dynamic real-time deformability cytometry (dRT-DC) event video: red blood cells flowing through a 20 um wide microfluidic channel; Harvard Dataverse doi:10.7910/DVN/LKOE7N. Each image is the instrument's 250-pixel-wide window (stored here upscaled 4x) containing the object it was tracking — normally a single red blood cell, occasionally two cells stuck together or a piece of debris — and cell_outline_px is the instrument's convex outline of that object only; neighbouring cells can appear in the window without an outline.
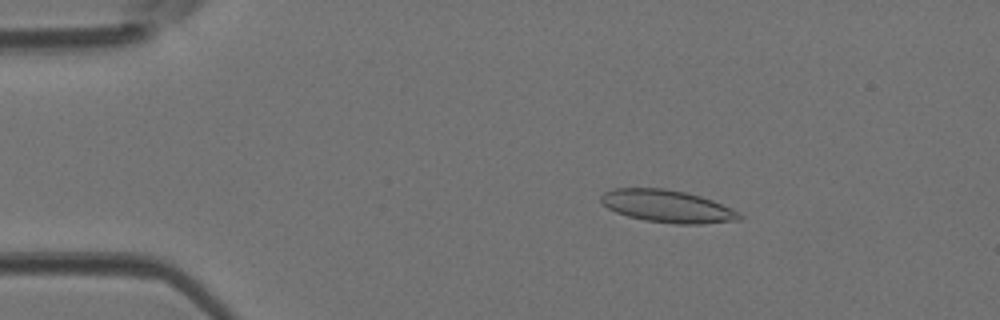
{"species": "Egyptian fruit bat (a non-hibernating species)", "species_latin": "Rousettus aegyptiacus", "temperature_condition": "room temperature", "stored_images_in_passage": 46, "camera_frame_rate_fps": 3000, "um_per_image_px": 0.085, "animal": {"sex": "female"}, "frame": {"image": 1, "passage_image": 8, "time_ms": 2.333, "image_size_px": [1000, 320], "cell_outline_px": [[744, 216], [740, 220], [700, 224], [676, 224], [644, 220], [628, 216], [616, 212], [608, 208], [600, 200], [600, 196], [604, 192], [612, 188], [664, 188], [688, 192], [712, 200], [740, 212]], "centroid_in_image_um": [56.74, 17.53], "position_along_channel_um": 28.3, "area_um2": 26.3}}
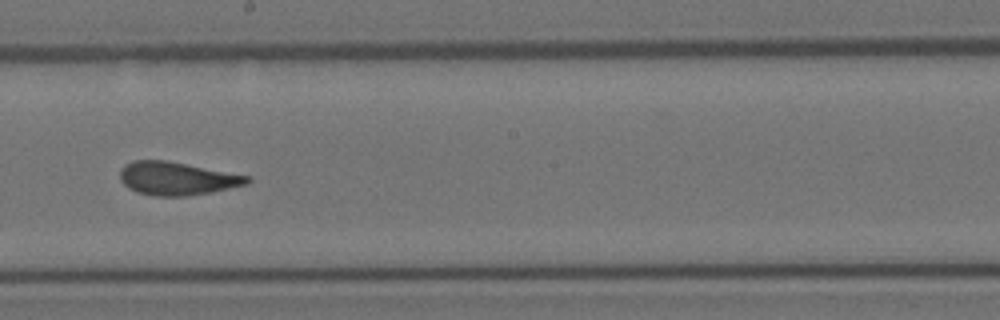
{"frame": {"image": 2, "passage_image": 26, "time_ms": 8.333, "image_size_px": [1000, 320], "cell_outline_px": [[252, 180], [248, 184], [212, 192], [184, 196], [156, 196], [136, 192], [128, 188], [120, 180], [120, 168], [124, 164], [132, 160], [168, 160], [252, 176]], "centroid_in_image_um": [15.05, 15.16], "position_along_channel_um": 233.1, "area_um2": 24.97}}
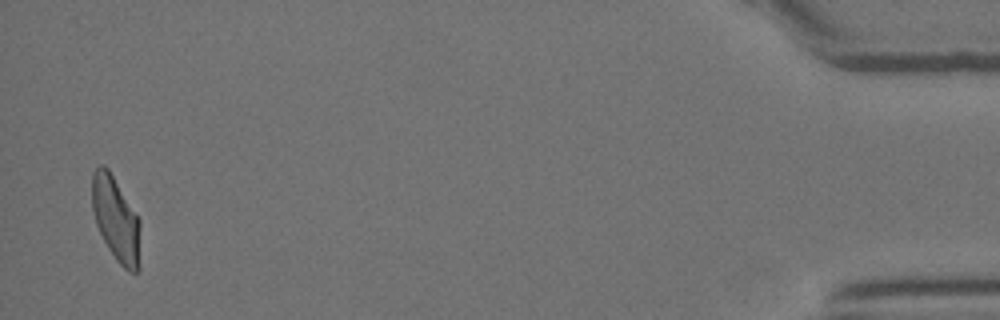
{"frame": {"image": 3, "passage_image": 45, "time_ms": 14.667, "image_size_px": [1000, 320], "cell_outline_px": [[140, 268], [136, 272], [128, 272], [116, 260], [108, 248], [96, 224], [92, 208], [92, 172], [100, 164], [104, 164], [108, 168], [140, 220]], "centroid_in_image_um": [9.86, 18.64], "position_along_channel_um": 425.3, "area_um2": 23.87}}